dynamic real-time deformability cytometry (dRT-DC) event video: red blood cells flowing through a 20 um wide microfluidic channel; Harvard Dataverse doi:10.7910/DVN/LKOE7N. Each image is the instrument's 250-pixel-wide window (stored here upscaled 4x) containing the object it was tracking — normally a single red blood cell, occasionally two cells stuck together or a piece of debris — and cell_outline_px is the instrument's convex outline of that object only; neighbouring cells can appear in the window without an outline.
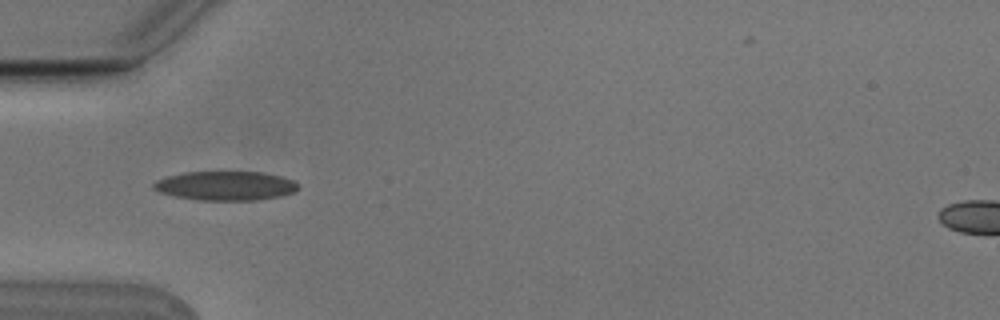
{"species": "Egyptian fruit bat (a non-hibernating species)", "species_latin": "Rousettus aegyptiacus", "temperature_condition": "cold", "stored_images_in_passage": 9, "camera_frame_rate_fps": 3000, "um_per_image_px": 0.085, "animal": {"sex": "male"}, "frame": {"image": 1, "passage_image": 5, "time_ms": 1.333, "image_size_px": [1000, 320], "cell_outline_px": [[300, 188], [296, 192], [280, 196], [256, 200], [200, 200], [176, 196], [160, 192], [152, 188], [152, 184], [156, 180], [168, 176], [184, 172], [264, 172], [280, 176], [292, 180]], "centroid_in_image_um": [19.18, 15.79], "position_along_channel_um": 65.8, "area_um2": 24.51}}
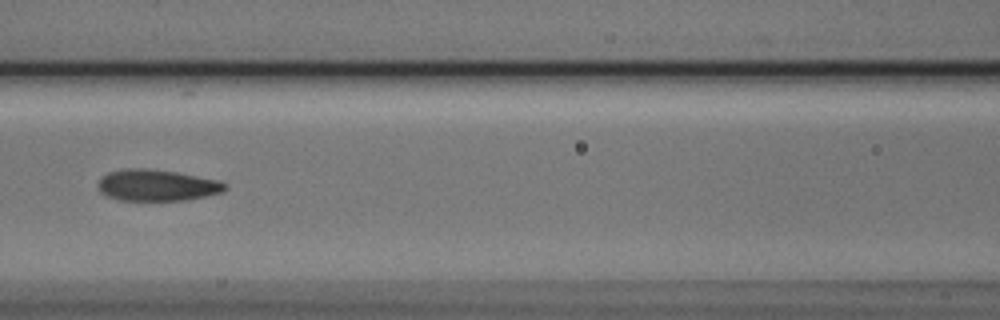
{"frame": {"image": 2, "passage_image": 7, "time_ms": 2.0, "image_size_px": [1000, 320], "cell_outline_px": [[228, 188], [224, 192], [184, 200], [116, 200], [100, 192], [96, 184], [100, 176], [108, 172], [124, 168], [144, 168], [176, 172], [216, 180], [228, 184]], "centroid_in_image_um": [13.28, 15.74], "position_along_channel_um": 153.3, "area_um2": 23.35}}
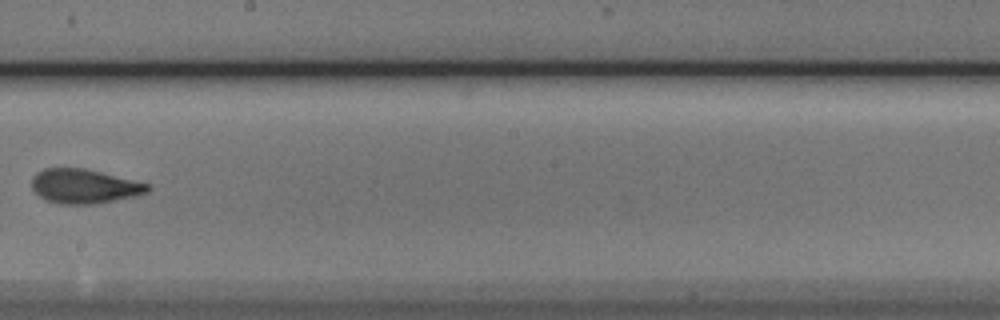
{"frame": {"image": 3, "passage_image": 9, "time_ms": 2.667, "image_size_px": [1000, 320], "cell_outline_px": [[152, 188], [148, 192], [140, 196], [96, 204], [60, 204], [44, 200], [32, 188], [32, 176], [36, 172], [44, 168], [84, 168], [152, 184]], "centroid_in_image_um": [7.21, 15.84], "position_along_channel_um": 241.0, "area_um2": 23.64}}